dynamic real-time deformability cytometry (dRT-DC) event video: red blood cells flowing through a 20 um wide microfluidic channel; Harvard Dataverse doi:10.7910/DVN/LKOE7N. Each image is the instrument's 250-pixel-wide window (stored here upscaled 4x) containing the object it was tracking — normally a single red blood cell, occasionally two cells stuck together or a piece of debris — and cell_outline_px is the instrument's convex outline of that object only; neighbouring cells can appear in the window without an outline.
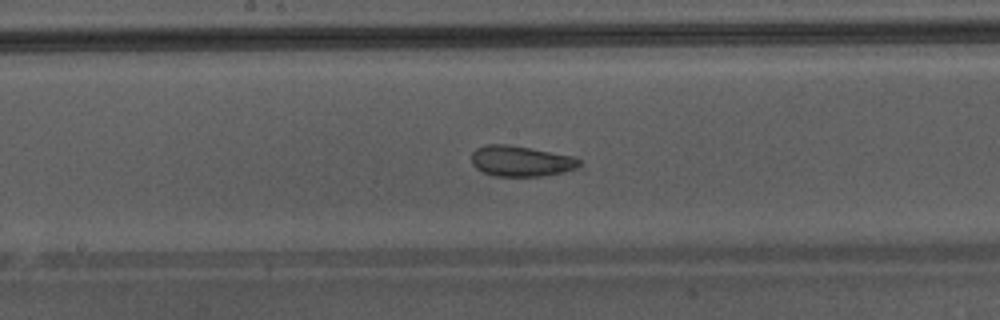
{"species": "Egyptian fruit bat (a non-hibernating species)", "species_latin": "Rousettus aegyptiacus", "temperature_condition": "warm", "stored_images_in_passage": 35, "camera_frame_rate_fps": 3000, "um_per_image_px": 0.085, "animal": {"sex": "male"}, "frame": {"image": 1, "passage_image": 16, "time_ms": 5.0, "image_size_px": [1000, 320], "cell_outline_px": [[580, 164], [576, 168], [564, 172], [544, 176], [496, 176], [484, 172], [476, 168], [472, 164], [472, 152], [476, 148], [488, 144], [504, 144], [528, 148], [572, 156], [580, 160]], "centroid_in_image_um": [44.26, 13.7], "position_along_channel_um": 203.9, "area_um2": 19.02}, "authors_computed_cell_mechanics": {"area_um2": 18.9584, "velocity_mm_per_s": 4.3376, "shape_relaxation_time_tau1_ms": null, "shape_relaxation_time_tau2_ms": 1.2913, "deformation_change_tau1": null, "deformation_change_tau2": 0.0771}}